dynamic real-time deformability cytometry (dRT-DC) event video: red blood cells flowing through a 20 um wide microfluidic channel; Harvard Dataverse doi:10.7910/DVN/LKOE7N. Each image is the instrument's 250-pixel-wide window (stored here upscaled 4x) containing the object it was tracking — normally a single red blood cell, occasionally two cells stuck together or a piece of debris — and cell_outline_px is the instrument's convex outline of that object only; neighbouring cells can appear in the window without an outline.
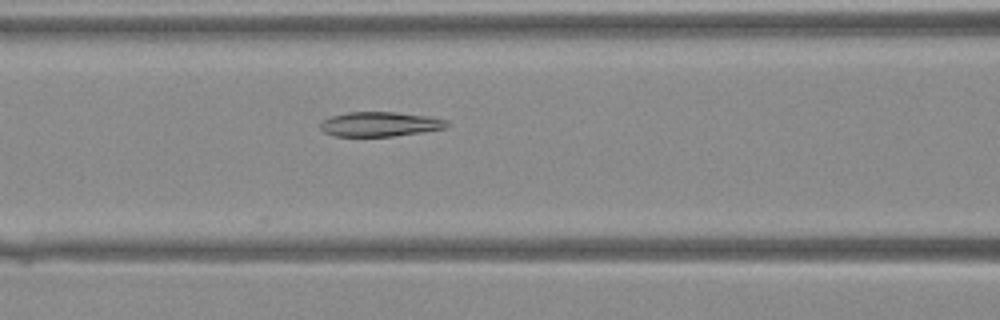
{"species": "Egyptian fruit bat (a non-hibernating species)", "species_latin": "Rousettus aegyptiacus", "temperature_condition": "warm", "stored_images_in_passage": 11, "camera_frame_rate_fps": 3000, "um_per_image_px": 0.085, "animal": {"sex": "female"}, "frame": {"image": 1, "passage_image": 7, "time_ms": 2.0, "image_size_px": [1000, 320], "cell_outline_px": [[448, 124], [444, 128], [420, 132], [392, 136], [332, 136], [324, 132], [320, 128], [320, 120], [332, 116], [348, 112], [396, 112], [428, 116], [448, 120]], "centroid_in_image_um": [32.24, 10.55], "position_along_channel_um": 134.4, "area_um2": 18.09}}
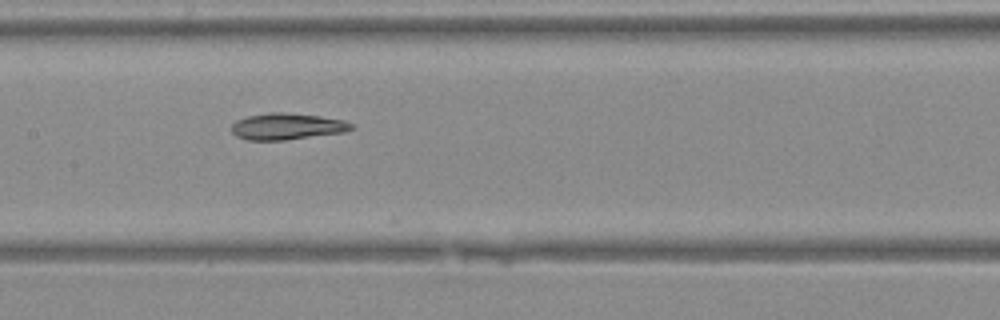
{"frame": {"image": 2, "passage_image": 10, "time_ms": 3.0, "image_size_px": [1000, 320], "cell_outline_px": [[352, 128], [344, 132], [284, 140], [248, 140], [236, 136], [232, 132], [232, 124], [236, 120], [248, 116], [272, 112], [284, 112], [320, 116], [344, 120], [352, 124]], "centroid_in_image_um": [24.37, 10.74], "position_along_channel_um": 183.0, "area_um2": 18.32}}